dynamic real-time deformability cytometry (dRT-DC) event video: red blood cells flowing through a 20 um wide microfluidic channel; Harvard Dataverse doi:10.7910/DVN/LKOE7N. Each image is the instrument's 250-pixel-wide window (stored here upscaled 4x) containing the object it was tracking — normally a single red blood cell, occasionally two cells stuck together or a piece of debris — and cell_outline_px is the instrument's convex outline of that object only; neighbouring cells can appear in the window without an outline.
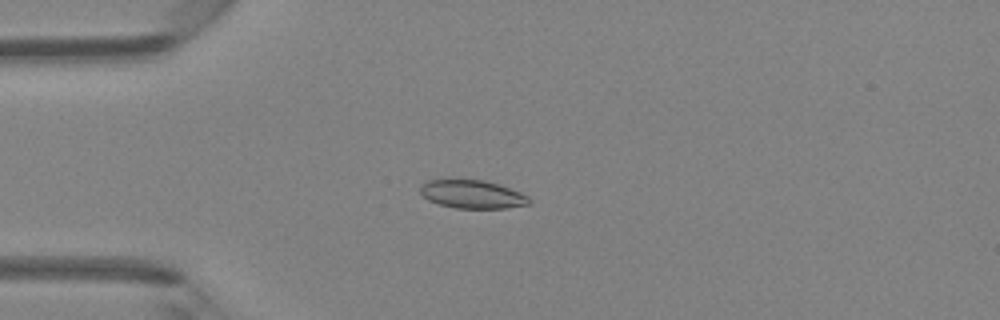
{"species": "Egyptian fruit bat (a non-hibernating species)", "species_latin": "Rousettus aegyptiacus", "temperature_condition": "room temperature", "stored_images_in_passage": 42, "camera_frame_rate_fps": 3000, "um_per_image_px": 0.085, "animal": {"sex": "female"}, "frame": {"image": 1, "passage_image": 7, "time_ms": 2.0, "image_size_px": [1000, 320], "cell_outline_px": [[532, 200], [528, 204], [504, 208], [456, 208], [440, 204], [428, 200], [420, 192], [420, 188], [428, 180], [448, 176], [484, 180], [500, 184], [520, 192], [528, 196]], "centroid_in_image_um": [40.1, 16.45], "position_along_channel_um": 44.9, "area_um2": 18.55}}
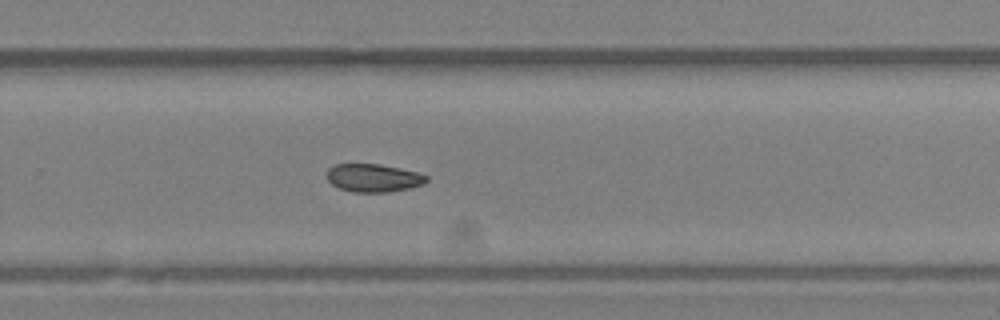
{"frame": {"image": 2, "passage_image": 26, "time_ms": 8.333, "image_size_px": [1000, 320], "cell_outline_px": [[428, 180], [424, 184], [408, 188], [388, 192], [352, 192], [340, 188], [332, 184], [328, 180], [328, 168], [336, 164], [380, 164], [400, 168], [416, 172], [428, 176]], "centroid_in_image_um": [31.75, 15.12], "position_along_channel_um": 298.0, "area_um2": 16.18}}
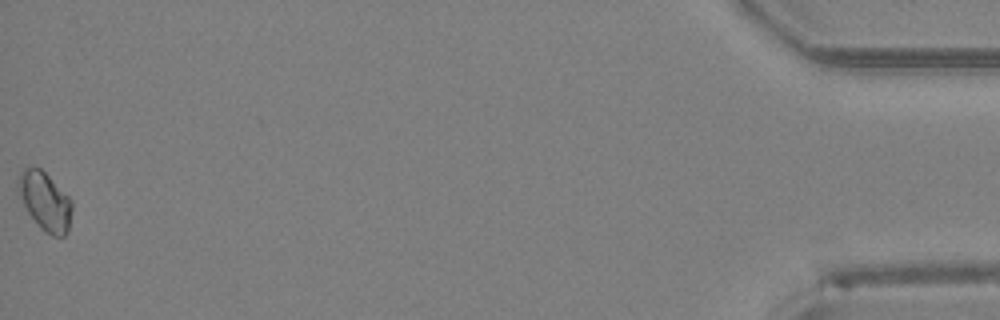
{"frame": {"image": 3, "passage_image": 42, "time_ms": 13.667, "image_size_px": [1000, 320], "cell_outline_px": [[72, 208], [68, 228], [64, 236], [52, 236], [44, 232], [40, 228], [28, 212], [16, 192], [16, 180], [20, 172], [24, 168], [40, 168], [72, 200]], "centroid_in_image_um": [3.78, 17.1], "position_along_channel_um": 431.4, "area_um2": 18.26}, "authors_computed_cell_mechanics": {"area_um2": 16.9932, "velocity_mm_per_s": 4.3146, "shape_relaxation_time_tau1_ms": 4.0574, "shape_relaxation_time_tau2_ms": null, "deformation_change_tau1": 0.0738, "deformation_change_tau2": null}}